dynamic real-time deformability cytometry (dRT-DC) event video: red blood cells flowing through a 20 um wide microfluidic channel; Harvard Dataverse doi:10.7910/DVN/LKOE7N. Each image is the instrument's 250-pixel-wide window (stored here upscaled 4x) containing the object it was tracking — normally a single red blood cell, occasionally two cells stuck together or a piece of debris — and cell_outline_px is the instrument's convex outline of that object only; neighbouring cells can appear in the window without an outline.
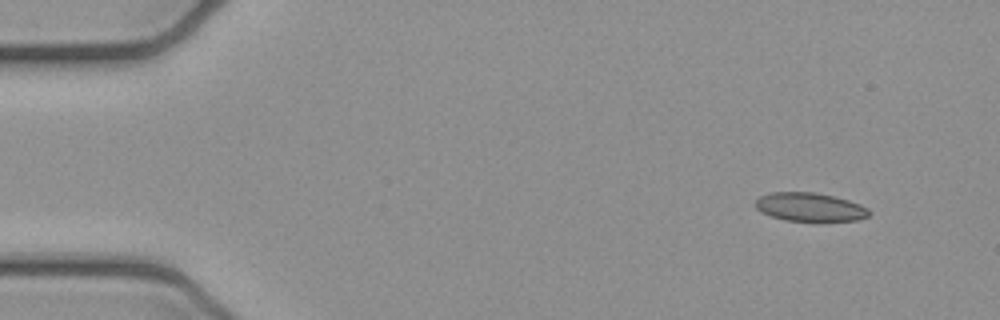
{"species": "common noctule bat (a hibernating species)", "species_latin": "Nyctalus noctula", "temperature_condition": "cold", "stored_images_in_passage": 4, "camera_frame_rate_fps": 3000, "um_per_image_px": 0.085, "animal": {"sex": "female", "body_mass_g": 21.9}, "frame": {"image": 1, "passage_image": 2, "time_ms": 0.333, "image_size_px": [1000, 320], "cell_outline_px": [[872, 212], [868, 216], [856, 220], [784, 220], [772, 216], [756, 208], [756, 200], [760, 196], [772, 192], [816, 192], [848, 200], [860, 204], [868, 208]], "centroid_in_image_um": [68.86, 17.58], "position_along_channel_um": 16.1, "area_um2": 18.55}}
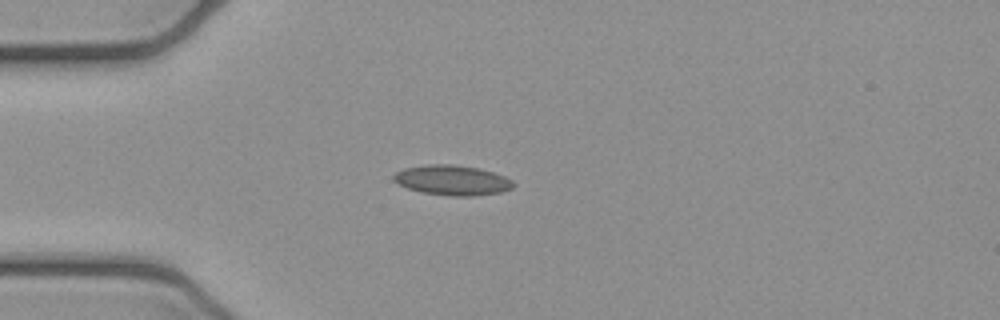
{"frame": {"image": 2, "passage_image": 4, "time_ms": 1.0, "image_size_px": [1000, 320], "cell_outline_px": [[516, 184], [512, 188], [500, 192], [472, 196], [448, 196], [420, 192], [396, 184], [392, 180], [392, 176], [396, 172], [404, 168], [428, 164], [452, 164], [480, 168], [504, 176], [512, 180]], "centroid_in_image_um": [38.41, 15.32], "position_along_channel_um": 46.6, "area_um2": 21.15}}